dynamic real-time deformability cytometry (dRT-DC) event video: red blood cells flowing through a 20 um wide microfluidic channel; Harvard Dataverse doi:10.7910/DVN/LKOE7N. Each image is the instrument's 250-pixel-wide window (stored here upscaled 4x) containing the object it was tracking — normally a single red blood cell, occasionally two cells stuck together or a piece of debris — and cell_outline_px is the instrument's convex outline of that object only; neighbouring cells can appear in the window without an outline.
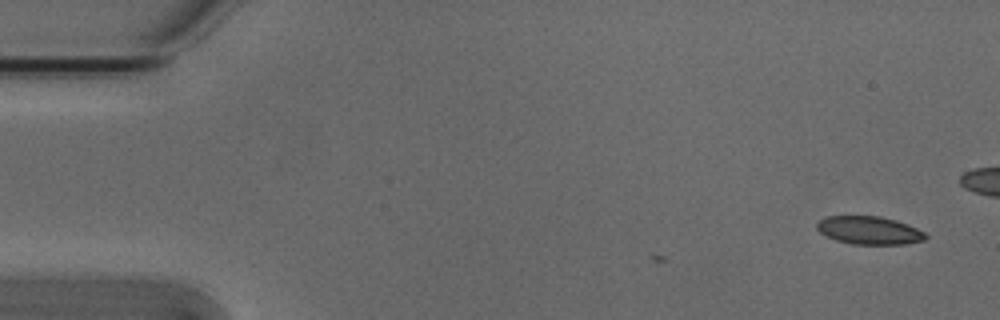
{"species": "Egyptian fruit bat (a non-hibernating species)", "species_latin": "Rousettus aegyptiacus", "temperature_condition": "cold", "stored_images_in_passage": 2, "camera_frame_rate_fps": 3000, "um_per_image_px": 0.085, "animal": {"sex": "male"}, "frame": {"image": 1, "passage_image": 2, "time_ms": 0.333, "image_size_px": [1000, 320], "cell_outline_px": [[928, 236], [924, 240], [904, 244], [852, 244], [836, 240], [820, 232], [816, 228], [816, 224], [824, 216], [880, 216], [896, 220], [908, 224], [924, 232]], "centroid_in_image_um": [73.88, 19.57], "position_along_channel_um": 11.1, "area_um2": 17.74}}